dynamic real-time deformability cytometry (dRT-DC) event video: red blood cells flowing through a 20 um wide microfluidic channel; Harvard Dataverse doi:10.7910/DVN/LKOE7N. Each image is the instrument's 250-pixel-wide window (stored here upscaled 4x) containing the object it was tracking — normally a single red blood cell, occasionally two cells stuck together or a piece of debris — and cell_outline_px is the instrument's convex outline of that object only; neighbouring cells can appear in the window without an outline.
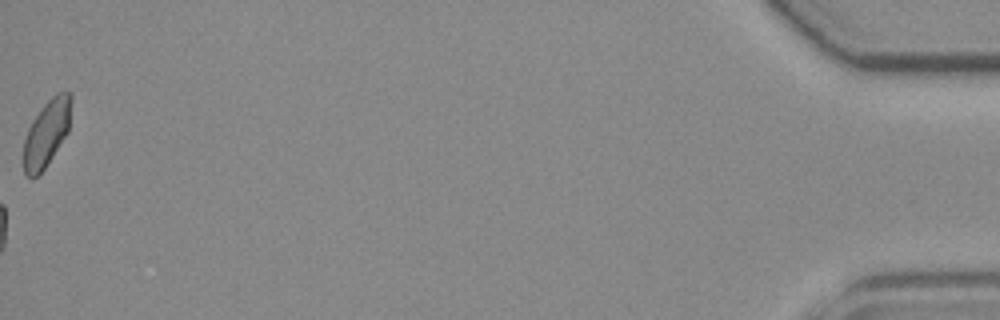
{"species": "common noctule bat (a hibernating species)", "species_latin": "Nyctalus noctula", "temperature_condition": "room temperature", "stored_images_in_passage": 55, "camera_frame_rate_fps": 3000, "um_per_image_px": 0.085, "animal": {"sex": "female", "body_mass_g": 19.3, "forearm_length_mm": 54.1}, "frame": {"image": 1, "passage_image": 55, "time_ms": 18.0, "image_size_px": [1000, 320], "cell_outline_px": [[72, 100], [68, 132], [44, 168], [36, 176], [24, 176], [24, 140], [28, 128], [32, 120], [44, 104], [56, 92], [72, 92]], "centroid_in_image_um": [3.97, 11.27], "position_along_channel_um": 431.2, "area_um2": 18.26}, "authors_computed_cell_mechanics": {"area_um2": 16.7042, "velocity_mm_per_s": 3.8416, "shape_relaxation_time_tau1_ms": null, "shape_relaxation_time_tau2_ms": 3.9691, "deformation_change_tau1": null, "deformation_change_tau2": 0.0935}}